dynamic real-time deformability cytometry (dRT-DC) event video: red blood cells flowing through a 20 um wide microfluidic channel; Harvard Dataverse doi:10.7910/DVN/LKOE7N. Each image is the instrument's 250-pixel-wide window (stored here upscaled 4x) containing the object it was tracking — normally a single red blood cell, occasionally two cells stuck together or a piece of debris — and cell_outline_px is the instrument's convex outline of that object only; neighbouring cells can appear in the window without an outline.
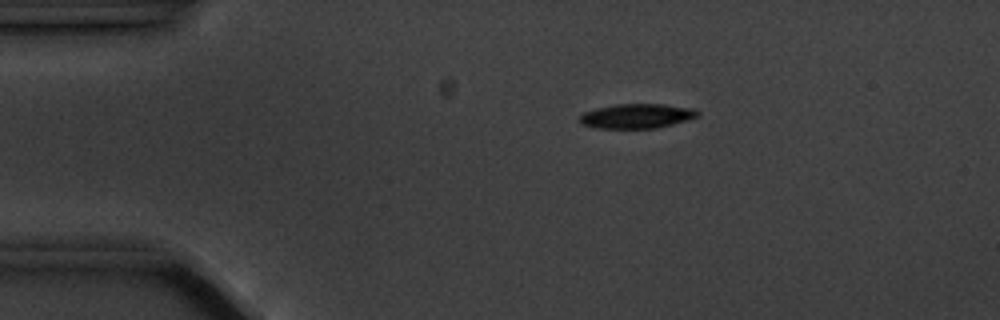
{"species": "common noctule bat (a hibernating species)", "species_latin": "Nyctalus noctula", "temperature_condition": "cold", "stored_images_in_passage": 7, "camera_frame_rate_fps": 3000, "um_per_image_px": 0.085, "animal": {"sex": "male", "body_mass_g": 20.1, "forearm_length_mm": 53.5}, "frame": {"image": 1, "passage_image": 1, "time_ms": 0.0, "image_size_px": [1000, 320], "cell_outline_px": [[700, 116], [688, 120], [656, 128], [596, 128], [580, 124], [580, 116], [584, 112], [596, 108], [616, 104], [664, 104], [696, 108], [700, 112]], "centroid_in_image_um": [54.17, 9.86], "position_along_channel_um": 30.8, "area_um2": 17.05}}
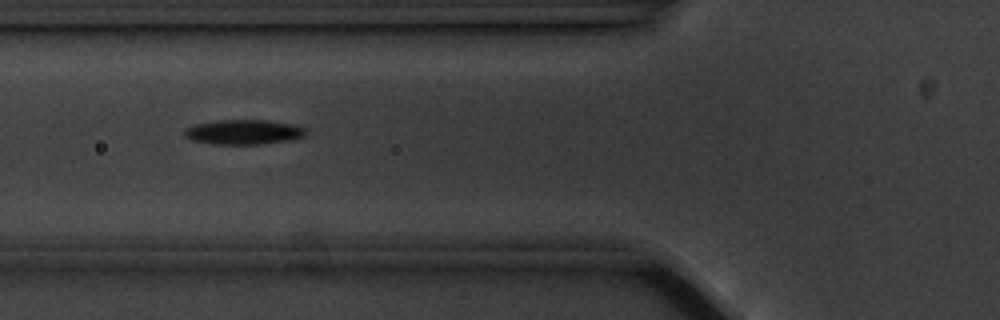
{"frame": {"image": 2, "passage_image": 4, "time_ms": 3.333, "image_size_px": [1000, 320], "cell_outline_px": [[308, 132], [304, 136], [288, 140], [260, 144], [212, 144], [192, 140], [184, 136], [184, 128], [196, 124], [216, 120], [268, 120], [296, 124], [308, 128]], "centroid_in_image_um": [20.74, 11.21], "position_along_channel_um": 105.1, "area_um2": 17.74}}